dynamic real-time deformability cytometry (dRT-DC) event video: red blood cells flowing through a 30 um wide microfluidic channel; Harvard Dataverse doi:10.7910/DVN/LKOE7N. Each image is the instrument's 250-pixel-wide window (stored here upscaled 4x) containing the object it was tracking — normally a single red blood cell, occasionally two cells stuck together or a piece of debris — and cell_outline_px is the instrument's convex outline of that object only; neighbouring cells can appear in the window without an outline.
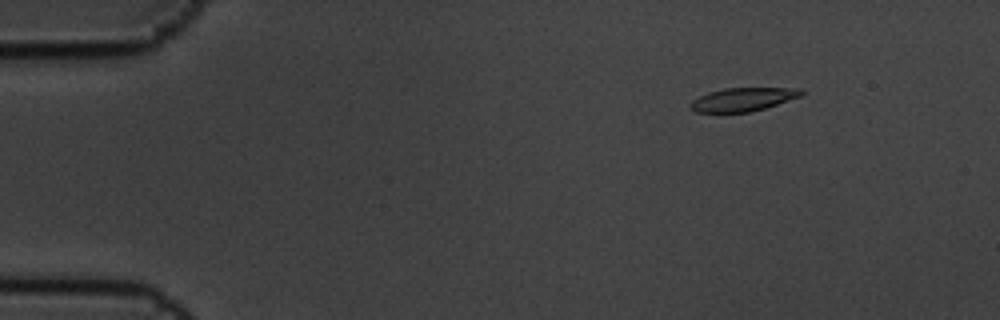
{"species": "common noctule bat (a hibernating species)", "species_latin": "Nyctalus noctula", "temperature_condition": "cold", "stored_images_in_passage": 5, "camera_frame_rate_fps": 3000, "um_per_image_px": 0.085, "animal": {"sex": "male", "body_mass_g": 19.5, "forearm_length_mm": 54.6}, "frame": {"image": 1, "passage_image": 3, "time_ms": 0.667, "image_size_px": [1000, 320], "cell_outline_px": [[804, 92], [800, 96], [764, 108], [748, 112], [696, 112], [688, 108], [688, 104], [692, 100], [708, 92], [724, 88], [800, 88]], "centroid_in_image_um": [63.08, 8.45], "position_along_channel_um": 21.9, "area_um2": 15.03}}
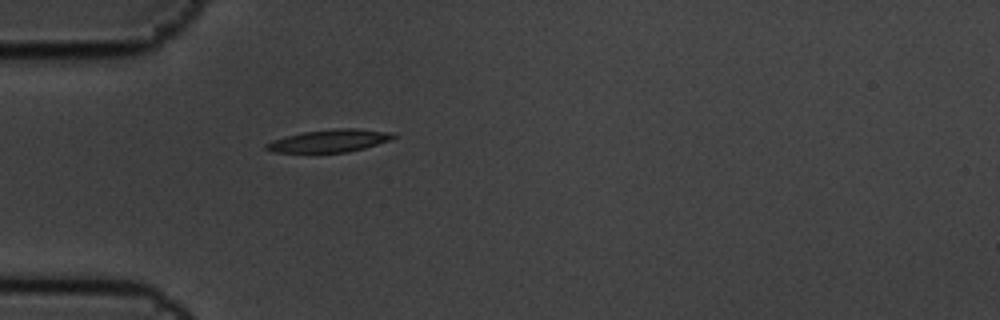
{"frame": {"image": 2, "passage_image": 5, "time_ms": 1.333, "image_size_px": [1000, 320], "cell_outline_px": [[400, 136], [392, 140], [364, 148], [348, 152], [272, 152], [264, 148], [264, 144], [272, 140], [304, 132], [336, 128], [356, 128], [396, 132]], "centroid_in_image_um": [28.1, 11.95], "position_along_channel_um": 56.9, "area_um2": 16.94}}